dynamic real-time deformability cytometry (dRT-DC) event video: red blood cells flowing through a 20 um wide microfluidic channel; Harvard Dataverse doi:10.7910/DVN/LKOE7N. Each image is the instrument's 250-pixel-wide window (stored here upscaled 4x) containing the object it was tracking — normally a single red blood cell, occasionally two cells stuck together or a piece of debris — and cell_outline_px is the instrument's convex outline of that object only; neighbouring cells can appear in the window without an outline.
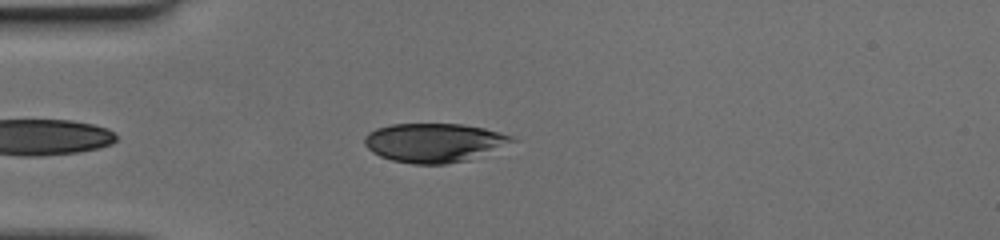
{"species": "human", "species_latin": "Homo sapiens", "temperature_condition": "cold", "stored_images_in_passage": 40, "camera_frame_rate_fps": 3000, "um_per_image_px": 0.085, "donor": {"sex": "female"}, "frame": {"image": 1, "passage_image": 3, "time_ms": 0.667, "image_size_px": [1000, 240], "cell_outline_px": [[520, 140], [468, 160], [444, 164], [412, 164], [392, 160], [380, 156], [372, 152], [364, 144], [364, 136], [368, 132], [376, 128], [392, 124], [460, 124], [484, 128], [512, 136]], "centroid_in_image_um": [36.89, 12.12], "position_along_channel_um": 48.1, "area_um2": 33.52}}
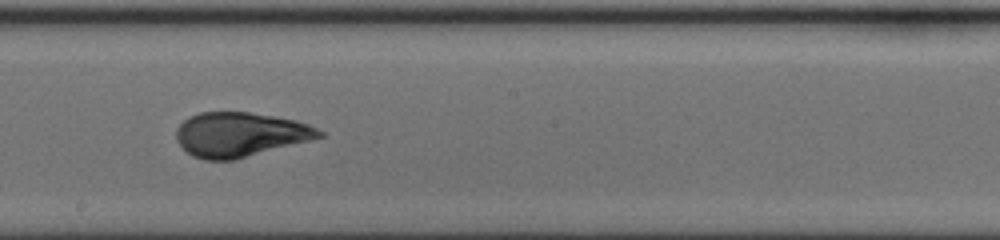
{"frame": {"image": 2, "passage_image": 18, "time_ms": 5.667, "image_size_px": [1000, 240], "cell_outline_px": [[324, 136], [232, 160], [204, 160], [192, 156], [176, 140], [176, 128], [188, 116], [200, 112], [248, 112], [276, 116], [296, 120], [308, 124], [324, 132]], "centroid_in_image_um": [20.37, 11.42], "position_along_channel_um": 227.8, "area_um2": 36.76}}
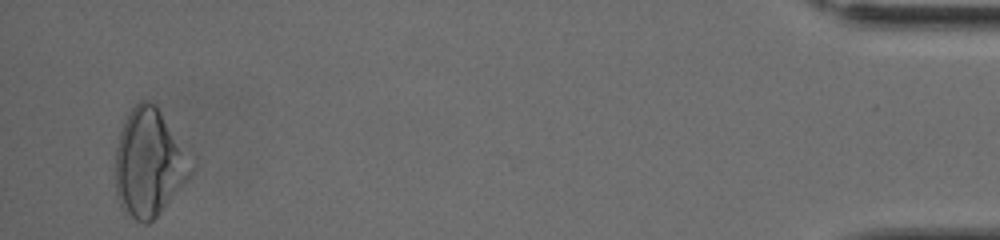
{"frame": {"image": 3, "passage_image": 39, "time_ms": 12.667, "image_size_px": [1000, 240], "cell_outline_px": [[192, 172], [160, 212], [148, 224], [144, 224], [136, 220], [124, 212], [120, 208], [116, 196], [116, 148], [120, 132], [124, 120], [128, 112], [140, 100], [144, 100], [156, 104]], "centroid_in_image_um": [12.54, 13.9], "position_along_channel_um": 422.7, "area_um2": 45.37}}